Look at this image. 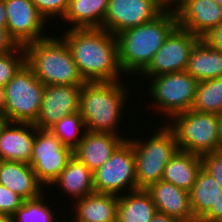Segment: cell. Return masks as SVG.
Returning a JSON list of instances; mask_svg holds the SVG:
<instances>
[{"label": "cell", "instance_id": "cell-31", "mask_svg": "<svg viewBox=\"0 0 222 222\" xmlns=\"http://www.w3.org/2000/svg\"><path fill=\"white\" fill-rule=\"evenodd\" d=\"M47 22L62 19L67 11L69 0H31Z\"/></svg>", "mask_w": 222, "mask_h": 222}, {"label": "cell", "instance_id": "cell-7", "mask_svg": "<svg viewBox=\"0 0 222 222\" xmlns=\"http://www.w3.org/2000/svg\"><path fill=\"white\" fill-rule=\"evenodd\" d=\"M149 81L148 95L150 94L151 109L157 111L168 120L178 113L191 109L199 81L186 71L173 72L147 78ZM156 107V108H155Z\"/></svg>", "mask_w": 222, "mask_h": 222}, {"label": "cell", "instance_id": "cell-1", "mask_svg": "<svg viewBox=\"0 0 222 222\" xmlns=\"http://www.w3.org/2000/svg\"><path fill=\"white\" fill-rule=\"evenodd\" d=\"M61 37L85 82L125 80L118 62L116 36L103 28H86L65 30Z\"/></svg>", "mask_w": 222, "mask_h": 222}, {"label": "cell", "instance_id": "cell-14", "mask_svg": "<svg viewBox=\"0 0 222 222\" xmlns=\"http://www.w3.org/2000/svg\"><path fill=\"white\" fill-rule=\"evenodd\" d=\"M82 85H45L41 109L34 125L49 129L62 117L79 112Z\"/></svg>", "mask_w": 222, "mask_h": 222}, {"label": "cell", "instance_id": "cell-40", "mask_svg": "<svg viewBox=\"0 0 222 222\" xmlns=\"http://www.w3.org/2000/svg\"><path fill=\"white\" fill-rule=\"evenodd\" d=\"M219 151L222 150V112L217 114Z\"/></svg>", "mask_w": 222, "mask_h": 222}, {"label": "cell", "instance_id": "cell-35", "mask_svg": "<svg viewBox=\"0 0 222 222\" xmlns=\"http://www.w3.org/2000/svg\"><path fill=\"white\" fill-rule=\"evenodd\" d=\"M198 222H222V193L216 203Z\"/></svg>", "mask_w": 222, "mask_h": 222}, {"label": "cell", "instance_id": "cell-6", "mask_svg": "<svg viewBox=\"0 0 222 222\" xmlns=\"http://www.w3.org/2000/svg\"><path fill=\"white\" fill-rule=\"evenodd\" d=\"M164 123L174 133L179 150L201 156L219 151L217 114L190 109Z\"/></svg>", "mask_w": 222, "mask_h": 222}, {"label": "cell", "instance_id": "cell-30", "mask_svg": "<svg viewBox=\"0 0 222 222\" xmlns=\"http://www.w3.org/2000/svg\"><path fill=\"white\" fill-rule=\"evenodd\" d=\"M26 63V52L23 46H18L14 51L0 55V87L13 78L17 71Z\"/></svg>", "mask_w": 222, "mask_h": 222}, {"label": "cell", "instance_id": "cell-28", "mask_svg": "<svg viewBox=\"0 0 222 222\" xmlns=\"http://www.w3.org/2000/svg\"><path fill=\"white\" fill-rule=\"evenodd\" d=\"M191 109L202 113L222 112V78L199 82Z\"/></svg>", "mask_w": 222, "mask_h": 222}, {"label": "cell", "instance_id": "cell-29", "mask_svg": "<svg viewBox=\"0 0 222 222\" xmlns=\"http://www.w3.org/2000/svg\"><path fill=\"white\" fill-rule=\"evenodd\" d=\"M49 130L59 138L64 146L74 150L85 133V125L80 112L62 117Z\"/></svg>", "mask_w": 222, "mask_h": 222}, {"label": "cell", "instance_id": "cell-37", "mask_svg": "<svg viewBox=\"0 0 222 222\" xmlns=\"http://www.w3.org/2000/svg\"><path fill=\"white\" fill-rule=\"evenodd\" d=\"M6 92L4 87H0V117L6 121Z\"/></svg>", "mask_w": 222, "mask_h": 222}, {"label": "cell", "instance_id": "cell-16", "mask_svg": "<svg viewBox=\"0 0 222 222\" xmlns=\"http://www.w3.org/2000/svg\"><path fill=\"white\" fill-rule=\"evenodd\" d=\"M145 190L153 200L157 212L182 222H198L193 216L190 195L187 190L163 180L149 185Z\"/></svg>", "mask_w": 222, "mask_h": 222}, {"label": "cell", "instance_id": "cell-27", "mask_svg": "<svg viewBox=\"0 0 222 222\" xmlns=\"http://www.w3.org/2000/svg\"><path fill=\"white\" fill-rule=\"evenodd\" d=\"M47 199L44 191L36 198L24 200L23 205L10 217V222H61V217L56 215L60 211L52 209L53 205L50 207Z\"/></svg>", "mask_w": 222, "mask_h": 222}, {"label": "cell", "instance_id": "cell-41", "mask_svg": "<svg viewBox=\"0 0 222 222\" xmlns=\"http://www.w3.org/2000/svg\"><path fill=\"white\" fill-rule=\"evenodd\" d=\"M180 0H163L164 4L167 7H173L177 2H179Z\"/></svg>", "mask_w": 222, "mask_h": 222}, {"label": "cell", "instance_id": "cell-13", "mask_svg": "<svg viewBox=\"0 0 222 222\" xmlns=\"http://www.w3.org/2000/svg\"><path fill=\"white\" fill-rule=\"evenodd\" d=\"M6 5V28L18 46L25 47L46 38L47 21L31 0H4ZM44 32V33H43Z\"/></svg>", "mask_w": 222, "mask_h": 222}, {"label": "cell", "instance_id": "cell-20", "mask_svg": "<svg viewBox=\"0 0 222 222\" xmlns=\"http://www.w3.org/2000/svg\"><path fill=\"white\" fill-rule=\"evenodd\" d=\"M0 184L24 200L36 198L46 189L38 182L33 168L19 161L4 160L0 164Z\"/></svg>", "mask_w": 222, "mask_h": 222}, {"label": "cell", "instance_id": "cell-23", "mask_svg": "<svg viewBox=\"0 0 222 222\" xmlns=\"http://www.w3.org/2000/svg\"><path fill=\"white\" fill-rule=\"evenodd\" d=\"M108 3L109 0H69L62 19L72 25L68 29L102 28Z\"/></svg>", "mask_w": 222, "mask_h": 222}, {"label": "cell", "instance_id": "cell-10", "mask_svg": "<svg viewBox=\"0 0 222 222\" xmlns=\"http://www.w3.org/2000/svg\"><path fill=\"white\" fill-rule=\"evenodd\" d=\"M73 157V150L64 146L49 129L35 126V139L29 165L33 168L38 182L51 188L68 161Z\"/></svg>", "mask_w": 222, "mask_h": 222}, {"label": "cell", "instance_id": "cell-5", "mask_svg": "<svg viewBox=\"0 0 222 222\" xmlns=\"http://www.w3.org/2000/svg\"><path fill=\"white\" fill-rule=\"evenodd\" d=\"M160 123L162 126L158 125L147 140H143L142 136V140L140 137H128L135 155L138 189H146L149 185L162 180L166 165L179 150L174 133L165 123Z\"/></svg>", "mask_w": 222, "mask_h": 222}, {"label": "cell", "instance_id": "cell-8", "mask_svg": "<svg viewBox=\"0 0 222 222\" xmlns=\"http://www.w3.org/2000/svg\"><path fill=\"white\" fill-rule=\"evenodd\" d=\"M6 121L34 124L38 118L45 85L25 63L6 84Z\"/></svg>", "mask_w": 222, "mask_h": 222}, {"label": "cell", "instance_id": "cell-4", "mask_svg": "<svg viewBox=\"0 0 222 222\" xmlns=\"http://www.w3.org/2000/svg\"><path fill=\"white\" fill-rule=\"evenodd\" d=\"M50 36L24 47L26 64L43 85H83L85 80L64 39Z\"/></svg>", "mask_w": 222, "mask_h": 222}, {"label": "cell", "instance_id": "cell-32", "mask_svg": "<svg viewBox=\"0 0 222 222\" xmlns=\"http://www.w3.org/2000/svg\"><path fill=\"white\" fill-rule=\"evenodd\" d=\"M24 199L0 184V212L9 218L23 205Z\"/></svg>", "mask_w": 222, "mask_h": 222}, {"label": "cell", "instance_id": "cell-9", "mask_svg": "<svg viewBox=\"0 0 222 222\" xmlns=\"http://www.w3.org/2000/svg\"><path fill=\"white\" fill-rule=\"evenodd\" d=\"M93 185L96 193L117 196L138 190L135 155L128 139H125L111 157L93 172Z\"/></svg>", "mask_w": 222, "mask_h": 222}, {"label": "cell", "instance_id": "cell-44", "mask_svg": "<svg viewBox=\"0 0 222 222\" xmlns=\"http://www.w3.org/2000/svg\"><path fill=\"white\" fill-rule=\"evenodd\" d=\"M217 4H219L220 6H222V0H214Z\"/></svg>", "mask_w": 222, "mask_h": 222}, {"label": "cell", "instance_id": "cell-33", "mask_svg": "<svg viewBox=\"0 0 222 222\" xmlns=\"http://www.w3.org/2000/svg\"><path fill=\"white\" fill-rule=\"evenodd\" d=\"M203 168L222 188V150L202 155Z\"/></svg>", "mask_w": 222, "mask_h": 222}, {"label": "cell", "instance_id": "cell-34", "mask_svg": "<svg viewBox=\"0 0 222 222\" xmlns=\"http://www.w3.org/2000/svg\"><path fill=\"white\" fill-rule=\"evenodd\" d=\"M201 39L210 47L222 52V22L218 26L212 28Z\"/></svg>", "mask_w": 222, "mask_h": 222}, {"label": "cell", "instance_id": "cell-2", "mask_svg": "<svg viewBox=\"0 0 222 222\" xmlns=\"http://www.w3.org/2000/svg\"><path fill=\"white\" fill-rule=\"evenodd\" d=\"M177 26L174 8L167 7L154 20L117 34L118 62L124 76H139Z\"/></svg>", "mask_w": 222, "mask_h": 222}, {"label": "cell", "instance_id": "cell-22", "mask_svg": "<svg viewBox=\"0 0 222 222\" xmlns=\"http://www.w3.org/2000/svg\"><path fill=\"white\" fill-rule=\"evenodd\" d=\"M202 167L201 155L178 150L166 165L162 180L189 192Z\"/></svg>", "mask_w": 222, "mask_h": 222}, {"label": "cell", "instance_id": "cell-38", "mask_svg": "<svg viewBox=\"0 0 222 222\" xmlns=\"http://www.w3.org/2000/svg\"><path fill=\"white\" fill-rule=\"evenodd\" d=\"M151 222H182L174 217H170L166 214L156 212L153 217Z\"/></svg>", "mask_w": 222, "mask_h": 222}, {"label": "cell", "instance_id": "cell-43", "mask_svg": "<svg viewBox=\"0 0 222 222\" xmlns=\"http://www.w3.org/2000/svg\"><path fill=\"white\" fill-rule=\"evenodd\" d=\"M0 135H1V117H0ZM4 161L1 152H0V164Z\"/></svg>", "mask_w": 222, "mask_h": 222}, {"label": "cell", "instance_id": "cell-42", "mask_svg": "<svg viewBox=\"0 0 222 222\" xmlns=\"http://www.w3.org/2000/svg\"><path fill=\"white\" fill-rule=\"evenodd\" d=\"M0 222H10V218L4 213L0 212Z\"/></svg>", "mask_w": 222, "mask_h": 222}, {"label": "cell", "instance_id": "cell-24", "mask_svg": "<svg viewBox=\"0 0 222 222\" xmlns=\"http://www.w3.org/2000/svg\"><path fill=\"white\" fill-rule=\"evenodd\" d=\"M185 71L199 82L222 78V52L200 39L191 52Z\"/></svg>", "mask_w": 222, "mask_h": 222}, {"label": "cell", "instance_id": "cell-15", "mask_svg": "<svg viewBox=\"0 0 222 222\" xmlns=\"http://www.w3.org/2000/svg\"><path fill=\"white\" fill-rule=\"evenodd\" d=\"M173 8L178 26L199 38L222 22V6L214 0H180Z\"/></svg>", "mask_w": 222, "mask_h": 222}, {"label": "cell", "instance_id": "cell-11", "mask_svg": "<svg viewBox=\"0 0 222 222\" xmlns=\"http://www.w3.org/2000/svg\"><path fill=\"white\" fill-rule=\"evenodd\" d=\"M201 38L177 26L155 53L148 67L139 75L144 78L185 71L191 52Z\"/></svg>", "mask_w": 222, "mask_h": 222}, {"label": "cell", "instance_id": "cell-3", "mask_svg": "<svg viewBox=\"0 0 222 222\" xmlns=\"http://www.w3.org/2000/svg\"><path fill=\"white\" fill-rule=\"evenodd\" d=\"M122 81L85 82L82 85L79 112L87 131L123 136L119 131L120 123L131 88L127 87L128 82Z\"/></svg>", "mask_w": 222, "mask_h": 222}, {"label": "cell", "instance_id": "cell-36", "mask_svg": "<svg viewBox=\"0 0 222 222\" xmlns=\"http://www.w3.org/2000/svg\"><path fill=\"white\" fill-rule=\"evenodd\" d=\"M17 43L10 37L6 27H0V55L14 51Z\"/></svg>", "mask_w": 222, "mask_h": 222}, {"label": "cell", "instance_id": "cell-18", "mask_svg": "<svg viewBox=\"0 0 222 222\" xmlns=\"http://www.w3.org/2000/svg\"><path fill=\"white\" fill-rule=\"evenodd\" d=\"M125 137L126 135L120 136L86 130L80 143L73 150V156L94 172L111 157L125 139H128V136Z\"/></svg>", "mask_w": 222, "mask_h": 222}, {"label": "cell", "instance_id": "cell-19", "mask_svg": "<svg viewBox=\"0 0 222 222\" xmlns=\"http://www.w3.org/2000/svg\"><path fill=\"white\" fill-rule=\"evenodd\" d=\"M74 204V205H72ZM71 222H116L118 196L96 193L82 197L71 203Z\"/></svg>", "mask_w": 222, "mask_h": 222}, {"label": "cell", "instance_id": "cell-12", "mask_svg": "<svg viewBox=\"0 0 222 222\" xmlns=\"http://www.w3.org/2000/svg\"><path fill=\"white\" fill-rule=\"evenodd\" d=\"M166 8L163 0H109L102 28L116 36L154 20Z\"/></svg>", "mask_w": 222, "mask_h": 222}, {"label": "cell", "instance_id": "cell-21", "mask_svg": "<svg viewBox=\"0 0 222 222\" xmlns=\"http://www.w3.org/2000/svg\"><path fill=\"white\" fill-rule=\"evenodd\" d=\"M54 185L56 188L59 187L60 192L67 194V197H71V203L95 192L93 172L74 156L68 161L51 187Z\"/></svg>", "mask_w": 222, "mask_h": 222}, {"label": "cell", "instance_id": "cell-26", "mask_svg": "<svg viewBox=\"0 0 222 222\" xmlns=\"http://www.w3.org/2000/svg\"><path fill=\"white\" fill-rule=\"evenodd\" d=\"M221 193L218 182L202 167L189 191L193 216L197 221L211 209Z\"/></svg>", "mask_w": 222, "mask_h": 222}, {"label": "cell", "instance_id": "cell-45", "mask_svg": "<svg viewBox=\"0 0 222 222\" xmlns=\"http://www.w3.org/2000/svg\"><path fill=\"white\" fill-rule=\"evenodd\" d=\"M61 222H71L70 220H63V217H62V221Z\"/></svg>", "mask_w": 222, "mask_h": 222}, {"label": "cell", "instance_id": "cell-39", "mask_svg": "<svg viewBox=\"0 0 222 222\" xmlns=\"http://www.w3.org/2000/svg\"><path fill=\"white\" fill-rule=\"evenodd\" d=\"M7 16H6V5L4 0H0V27H6Z\"/></svg>", "mask_w": 222, "mask_h": 222}, {"label": "cell", "instance_id": "cell-25", "mask_svg": "<svg viewBox=\"0 0 222 222\" xmlns=\"http://www.w3.org/2000/svg\"><path fill=\"white\" fill-rule=\"evenodd\" d=\"M155 204L145 189L118 196L116 222H151Z\"/></svg>", "mask_w": 222, "mask_h": 222}, {"label": "cell", "instance_id": "cell-17", "mask_svg": "<svg viewBox=\"0 0 222 222\" xmlns=\"http://www.w3.org/2000/svg\"><path fill=\"white\" fill-rule=\"evenodd\" d=\"M34 139V124L8 122L1 117L0 152L4 160L29 164Z\"/></svg>", "mask_w": 222, "mask_h": 222}]
</instances>
